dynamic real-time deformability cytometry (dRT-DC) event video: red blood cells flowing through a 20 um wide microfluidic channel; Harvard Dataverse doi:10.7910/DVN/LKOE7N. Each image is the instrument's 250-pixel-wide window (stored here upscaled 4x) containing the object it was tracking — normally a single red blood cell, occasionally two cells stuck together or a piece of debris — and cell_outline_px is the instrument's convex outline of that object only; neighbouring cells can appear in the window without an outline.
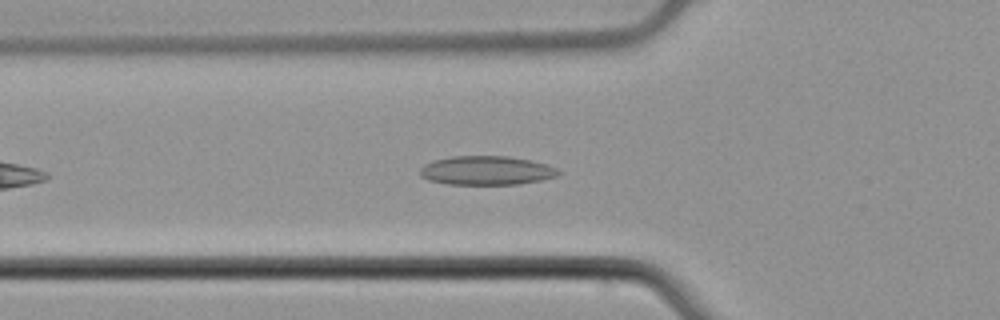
{"species": "common noctule bat (a hibernating species)", "species_latin": "Nyctalus noctula", "temperature_condition": "cold", "stored_images_in_passage": 33, "camera_frame_rate_fps": 3000, "um_per_image_px": 0.085, "animal": {"sex": "male", "body_mass_g": 21.5, "forearm_length_mm": 52.0}, "frame": {"image": 1, "passage_image": 9, "time_ms": 2.667, "image_size_px": [1000, 320], "cell_outline_px": [[564, 172], [556, 176], [540, 180], [520, 184], [448, 184], [428, 180], [420, 176], [420, 168], [424, 164], [436, 160], [452, 156], [508, 156], [532, 160], [548, 164]], "centroid_in_image_um": [41.38, 14.49], "position_along_channel_um": 84.4, "area_um2": 23.47}}
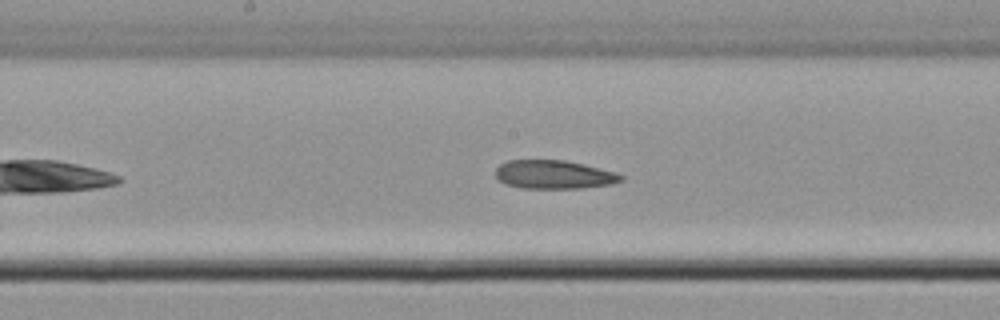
{"frame": {"image": 2, "passage_image": 18, "time_ms": 5.667, "image_size_px": [1000, 320], "cell_outline_px": [[624, 180], [612, 184], [580, 188], [520, 188], [508, 184], [500, 180], [496, 176], [496, 168], [500, 164], [508, 160], [564, 160], [584, 164], [616, 172], [624, 176]], "centroid_in_image_um": [47.12, 14.83], "position_along_channel_um": 201.1, "area_um2": 20.87}}
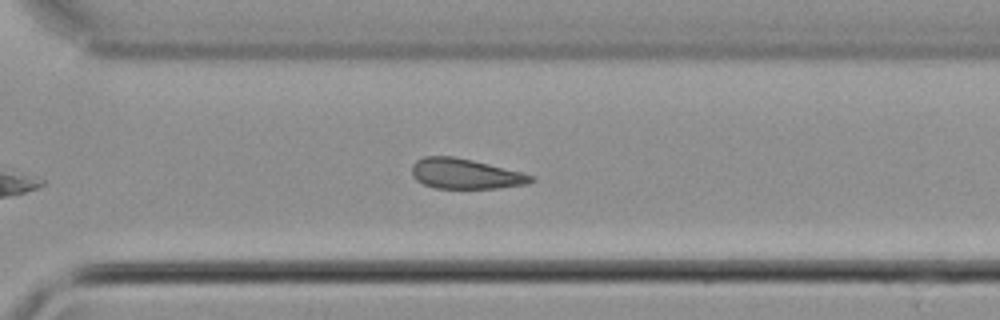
{"frame": {"image": 3, "passage_image": 28, "time_ms": 9.0, "image_size_px": [1000, 320], "cell_outline_px": [[536, 180], [528, 184], [496, 188], [436, 188], [424, 184], [416, 180], [412, 176], [412, 164], [416, 160], [424, 156], [452, 156], [472, 160], [520, 172], [532, 176]], "centroid_in_image_um": [39.52, 14.77], "position_along_channel_um": 331.1, "area_um2": 20.81}}